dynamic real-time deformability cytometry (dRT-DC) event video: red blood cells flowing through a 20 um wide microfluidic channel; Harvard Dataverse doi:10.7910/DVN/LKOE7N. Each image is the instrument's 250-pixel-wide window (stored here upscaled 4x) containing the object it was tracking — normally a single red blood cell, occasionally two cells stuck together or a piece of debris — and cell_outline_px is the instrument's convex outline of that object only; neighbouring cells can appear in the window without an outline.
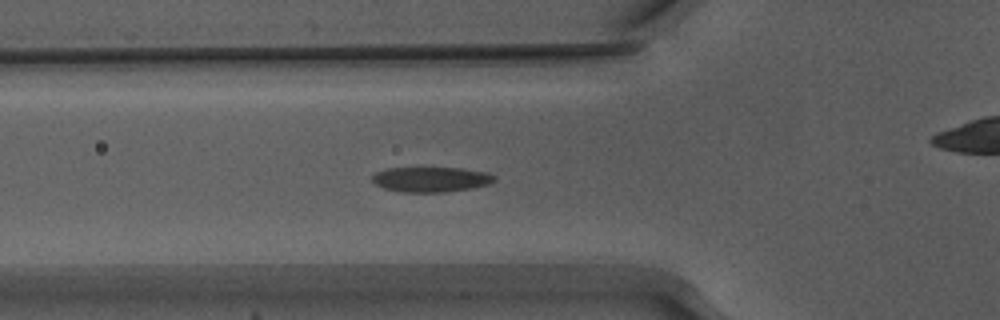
{"species": "Egyptian fruit bat (a non-hibernating species)", "species_latin": "Rousettus aegyptiacus", "temperature_condition": "warm", "stored_images_in_passage": 54, "camera_frame_rate_fps": 3000, "um_per_image_px": 0.085, "animal": {"sex": "male"}, "frame": {"image": 1, "passage_image": 19, "time_ms": 6.0, "image_size_px": [1000, 320], "cell_outline_px": [[496, 180], [488, 184], [472, 188], [444, 192], [400, 192], [384, 188], [376, 184], [372, 180], [372, 176], [376, 172], [388, 168], [460, 168], [488, 172], [496, 176]], "centroid_in_image_um": [36.65, 15.25], "position_along_channel_um": 89.1, "area_um2": 17.86}}
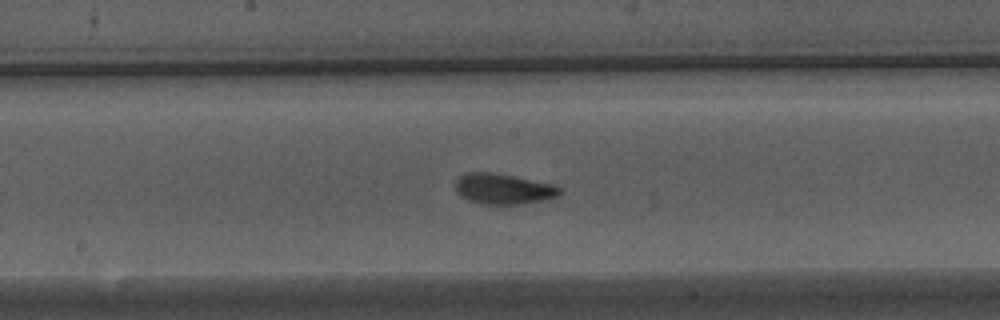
{"frame": {"image": 2, "passage_image": 28, "time_ms": 9.0, "image_size_px": [1000, 320], "cell_outline_px": [[564, 192], [560, 196], [544, 200], [524, 204], [480, 204], [468, 200], [460, 196], [456, 192], [456, 180], [460, 176], [468, 172], [492, 172], [552, 184], [560, 188]], "centroid_in_image_um": [42.79, 16.07], "position_along_channel_um": 205.4, "area_um2": 18.67}}
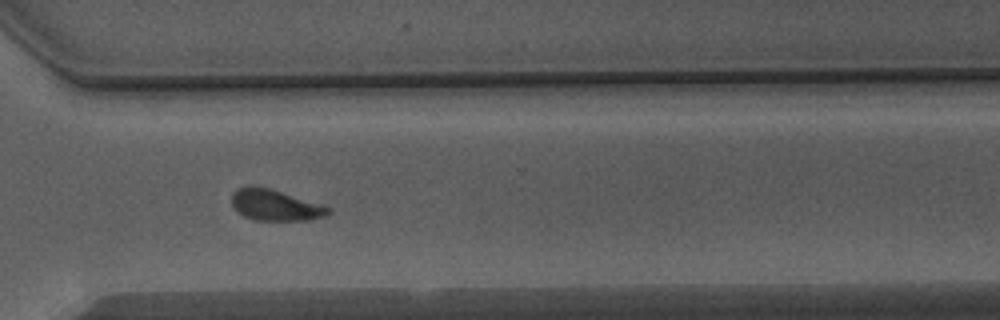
{"frame": {"image": 3, "passage_image": 39, "time_ms": 12.667, "image_size_px": [1000, 320], "cell_outline_px": [[332, 212], [324, 216], [312, 220], [252, 220], [244, 216], [232, 204], [232, 192], [248, 184], [268, 188], [324, 204], [332, 208]], "centroid_in_image_um": [23.44, 17.43], "position_along_channel_um": 347.2, "area_um2": 17.63}, "authors_computed_cell_mechanics": {"area_um2": 17.6001, "velocity_mm_per_s": 3.8651, "shape_relaxation_time_tau1_ms": 2.697, "shape_relaxation_time_tau2_ms": 1.4831, "deformation_change_tau1": 0.1355, "deformation_change_tau2": 0.0695}}